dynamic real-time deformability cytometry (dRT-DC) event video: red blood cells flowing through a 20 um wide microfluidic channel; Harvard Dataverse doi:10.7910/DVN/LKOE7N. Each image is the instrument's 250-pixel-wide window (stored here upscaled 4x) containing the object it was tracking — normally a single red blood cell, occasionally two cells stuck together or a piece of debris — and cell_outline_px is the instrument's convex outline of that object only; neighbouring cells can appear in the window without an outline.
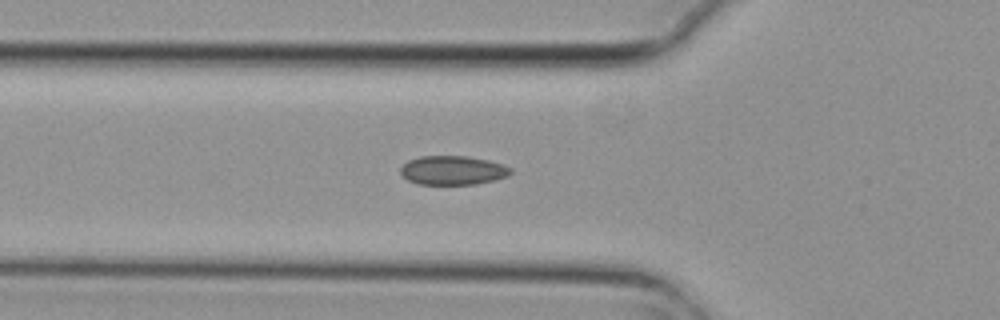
{"species": "common noctule bat (a hibernating species)", "species_latin": "Nyctalus noctula", "temperature_condition": "cold", "stored_images_in_passage": 4, "camera_frame_rate_fps": 3000, "um_per_image_px": 0.085, "animal": {"sex": "female", "body_mass_g": 29.2, "forearm_length_mm": 56.3}, "frame": {"image": 1, "passage_image": 4, "time_ms": 1.0, "image_size_px": [1000, 320], "cell_outline_px": [[512, 172], [508, 176], [496, 180], [476, 184], [416, 184], [408, 180], [400, 172], [400, 168], [408, 160], [420, 156], [468, 156], [488, 160], [504, 164], [512, 168]], "centroid_in_image_um": [38.52, 14.47], "position_along_channel_um": 87.3, "area_um2": 18.79}}